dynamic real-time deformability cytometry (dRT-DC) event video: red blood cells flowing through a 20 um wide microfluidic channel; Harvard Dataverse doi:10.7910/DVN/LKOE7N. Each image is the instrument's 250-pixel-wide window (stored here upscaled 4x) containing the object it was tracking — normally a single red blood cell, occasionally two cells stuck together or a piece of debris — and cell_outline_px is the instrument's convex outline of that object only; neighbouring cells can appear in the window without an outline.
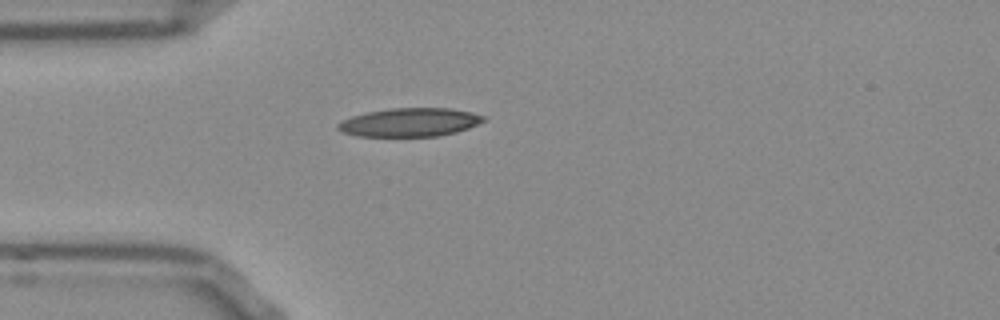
{"species": "Egyptian fruit bat (a non-hibernating species)", "species_latin": "Rousettus aegyptiacus", "temperature_condition": "room temperature", "stored_images_in_passage": 40, "camera_frame_rate_fps": 3000, "um_per_image_px": 0.085, "frame": {"image": 1, "passage_image": 1, "time_ms": 0.0, "image_size_px": [1000, 320], "cell_outline_px": [[484, 120], [468, 128], [456, 132], [440, 136], [356, 136], [344, 132], [336, 128], [336, 124], [352, 116], [368, 112], [388, 108], [452, 108], [472, 112], [484, 116]], "centroid_in_image_um": [34.82, 10.39], "position_along_channel_um": 50.2, "area_um2": 24.1}}
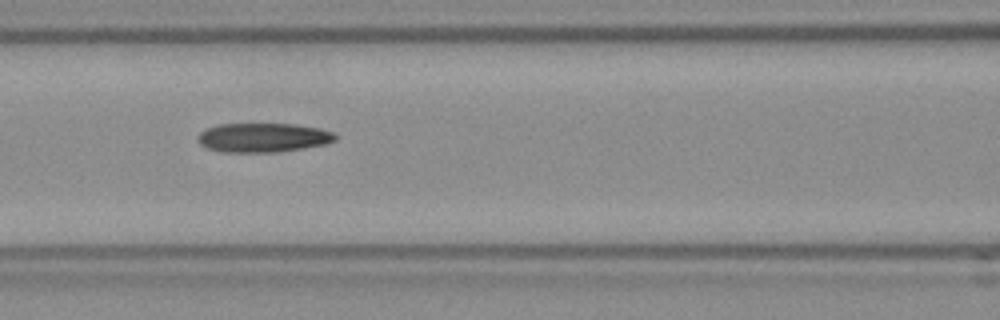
{"frame": {"image": 2, "passage_image": 9, "time_ms": 2.667, "image_size_px": [1000, 320], "cell_outline_px": [[336, 140], [324, 144], [300, 148], [272, 152], [220, 152], [208, 148], [200, 144], [196, 140], [196, 136], [200, 132], [208, 128], [220, 124], [292, 124], [320, 128], [332, 132], [336, 136]], "centroid_in_image_um": [22.31, 11.69], "position_along_channel_um": 144.3, "area_um2": 23.18}}
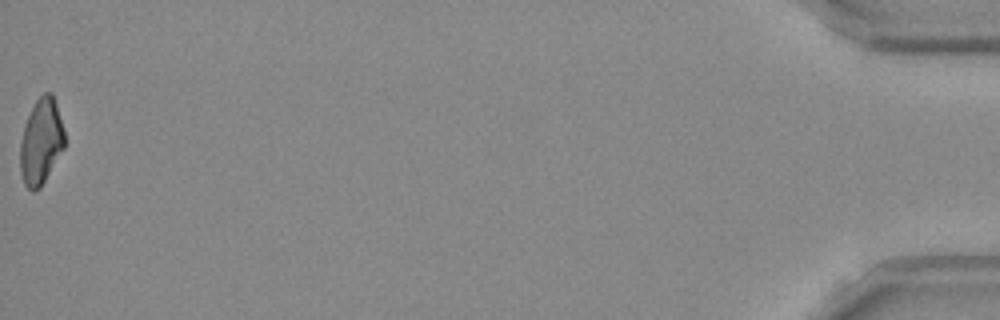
{"frame": {"image": 3, "passage_image": 40, "time_ms": 13.0, "image_size_px": [1000, 320], "cell_outline_px": [[64, 148], [40, 188], [36, 192], [32, 192], [24, 184], [20, 172], [20, 144], [24, 124], [36, 100], [44, 92], [52, 92], [64, 128]], "centroid_in_image_um": [3.48, 12.05], "position_along_channel_um": 431.7, "area_um2": 22.2}}